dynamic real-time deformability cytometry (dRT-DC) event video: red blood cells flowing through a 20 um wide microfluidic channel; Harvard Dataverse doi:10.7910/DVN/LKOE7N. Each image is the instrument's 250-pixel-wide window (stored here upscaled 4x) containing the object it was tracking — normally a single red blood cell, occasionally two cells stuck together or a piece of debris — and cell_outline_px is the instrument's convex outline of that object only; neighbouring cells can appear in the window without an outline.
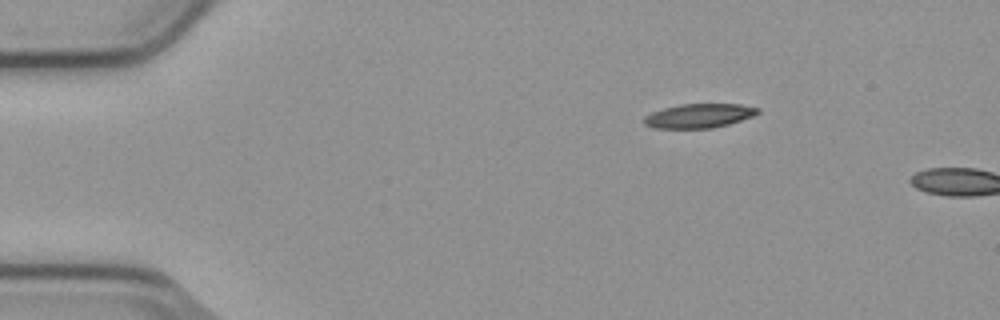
{"species": "common noctule bat (a hibernating species)", "species_latin": "Nyctalus noctula", "temperature_condition": "cold", "stored_images_in_passage": 5, "segment_of_instrument_passage": [2, 2], "camera_frame_rate_fps": 3000, "um_per_image_px": 0.085, "animal": {"sex": "male", "body_mass_g": 23.1, "forearm_length_mm": 52.7}, "frame": {"image": 1, "passage_image": 5, "time_ms": 1.333, "image_size_px": [1000, 320], "cell_outline_px": [[760, 112], [752, 116], [728, 124], [712, 128], [652, 128], [644, 124], [644, 116], [652, 112], [664, 108], [680, 104], [740, 104], [760, 108]], "centroid_in_image_um": [59.4, 9.84], "position_along_channel_um": 25.6, "area_um2": 15.95}}